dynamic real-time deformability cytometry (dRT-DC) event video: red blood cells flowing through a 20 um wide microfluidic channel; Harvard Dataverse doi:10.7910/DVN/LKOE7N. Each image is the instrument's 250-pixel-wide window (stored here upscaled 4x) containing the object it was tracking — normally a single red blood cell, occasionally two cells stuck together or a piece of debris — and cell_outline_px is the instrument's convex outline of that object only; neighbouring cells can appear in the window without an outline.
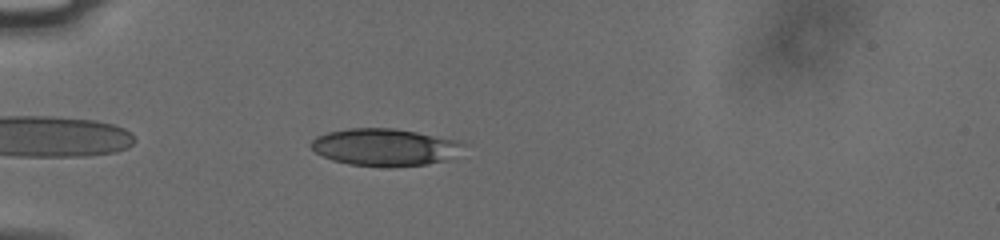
{"species": "human", "species_latin": "Homo sapiens", "temperature_condition": "cold", "stored_images_in_passage": 16, "camera_frame_rate_fps": 3000, "um_per_image_px": 0.085, "donor": {"sex": "male"}, "frame": {"image": 1, "passage_image": 3, "time_ms": 0.667, "image_size_px": [1000, 240], "cell_outline_px": [[468, 144], [444, 160], [428, 164], [348, 164], [332, 160], [316, 152], [312, 148], [312, 140], [316, 136], [328, 132], [348, 128], [392, 128], [416, 132], [460, 140]], "centroid_in_image_um": [32.69, 12.46], "position_along_channel_um": 52.3, "area_um2": 31.91}}
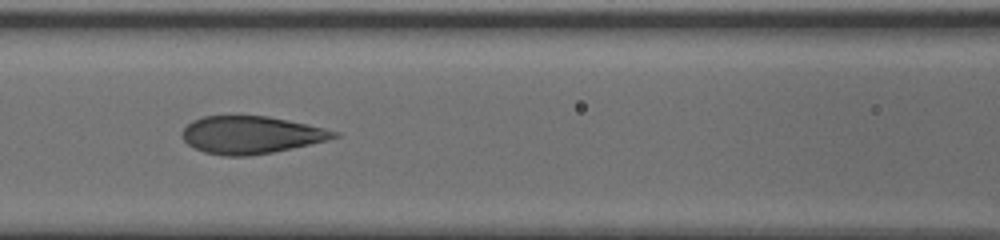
{"frame": {"image": 2, "passage_image": 9, "time_ms": 2.667, "image_size_px": [1000, 240], "cell_outline_px": [[340, 136], [328, 140], [272, 152], [248, 156], [224, 156], [204, 152], [188, 144], [180, 136], [184, 128], [192, 120], [204, 116], [268, 116], [288, 120], [324, 128], [340, 132]], "centroid_in_image_um": [21.33, 11.46], "position_along_channel_um": 145.3, "area_um2": 33.06}}
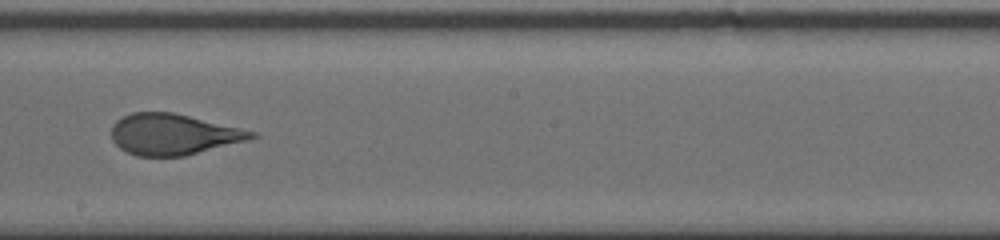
{"frame": {"image": 3, "passage_image": 14, "time_ms": 4.333, "image_size_px": [1000, 240], "cell_outline_px": [[260, 136], [248, 140], [184, 156], [136, 156], [120, 148], [112, 140], [112, 128], [116, 120], [132, 112], [172, 112], [256, 132]], "centroid_in_image_um": [14.72, 11.42], "position_along_channel_um": 233.5, "area_um2": 33.12}}